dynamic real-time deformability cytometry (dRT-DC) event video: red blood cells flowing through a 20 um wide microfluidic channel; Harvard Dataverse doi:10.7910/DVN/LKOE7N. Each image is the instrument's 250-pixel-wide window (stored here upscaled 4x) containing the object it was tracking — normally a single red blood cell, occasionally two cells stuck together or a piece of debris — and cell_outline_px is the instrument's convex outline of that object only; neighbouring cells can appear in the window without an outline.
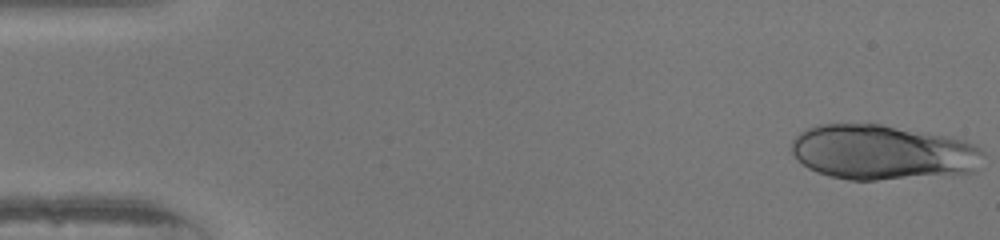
{"species": "human", "species_latin": "Homo sapiens", "temperature_condition": "warm", "stored_images_in_passage": 13, "camera_frame_rate_fps": 3000, "um_per_image_px": 0.085, "donor": {"sex": "female"}, "frame": {"image": 1, "passage_image": 1, "time_ms": 0.0, "image_size_px": [1000, 240], "cell_outline_px": [[984, 156], [972, 172], [876, 180], [848, 180], [816, 172], [808, 168], [796, 160], [792, 152], [792, 140], [800, 132], [808, 128], [820, 124], [880, 124], [952, 136], [976, 144], [984, 152]], "centroid_in_image_um": [75.0, 12.93], "position_along_channel_um": 10.0, "area_um2": 61.44}}